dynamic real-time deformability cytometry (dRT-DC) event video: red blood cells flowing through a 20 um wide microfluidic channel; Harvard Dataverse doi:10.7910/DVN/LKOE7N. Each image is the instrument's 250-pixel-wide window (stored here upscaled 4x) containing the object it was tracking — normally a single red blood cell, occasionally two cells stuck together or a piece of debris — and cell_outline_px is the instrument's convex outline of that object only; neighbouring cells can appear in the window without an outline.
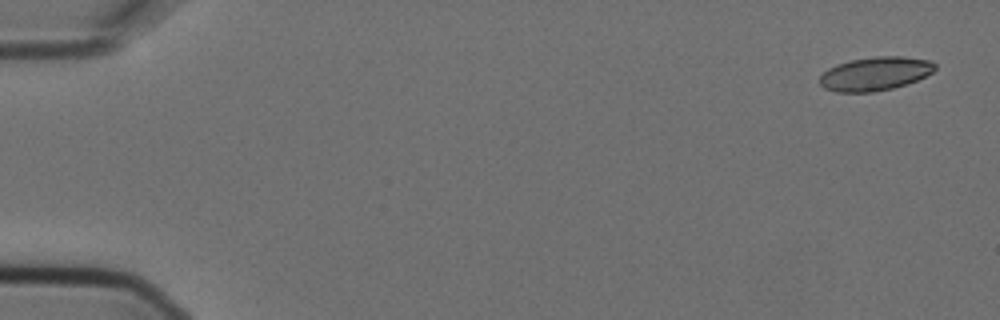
{"species": "Egyptian fruit bat (a non-hibernating species)", "species_latin": "Rousettus aegyptiacus", "temperature_condition": "cold", "stored_images_in_passage": 5, "camera_frame_rate_fps": 3000, "um_per_image_px": 0.085, "animal": {"sex": "female"}, "frame": {"image": 1, "passage_image": 1, "time_ms": 0.0, "image_size_px": [1000, 320], "cell_outline_px": [[936, 68], [932, 72], [908, 84], [876, 92], [836, 92], [824, 88], [820, 84], [820, 76], [828, 68], [836, 64], [852, 60], [876, 56], [900, 56], [932, 60], [936, 64]], "centroid_in_image_um": [74.39, 6.26], "position_along_channel_um": 10.6, "area_um2": 22.66}}
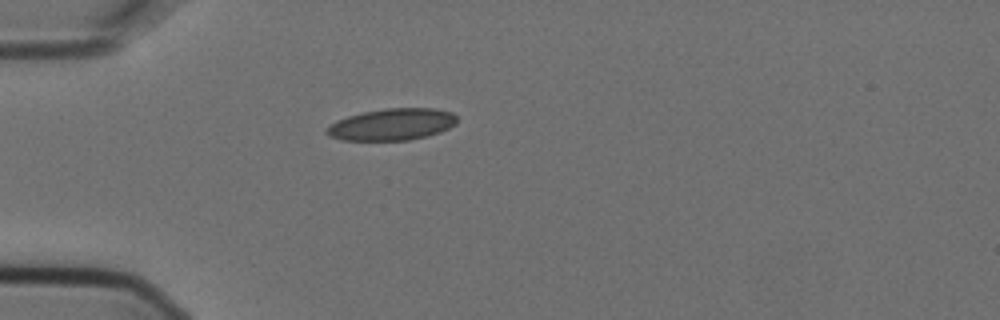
{"frame": {"image": 2, "passage_image": 5, "time_ms": 1.333, "image_size_px": [1000, 320], "cell_outline_px": [[456, 124], [440, 132], [428, 136], [408, 140], [340, 140], [328, 136], [324, 132], [324, 128], [328, 124], [336, 120], [348, 116], [364, 112], [384, 108], [436, 108], [452, 112], [456, 116]], "centroid_in_image_um": [33.27, 10.57], "position_along_channel_um": 51.7, "area_um2": 24.39}}